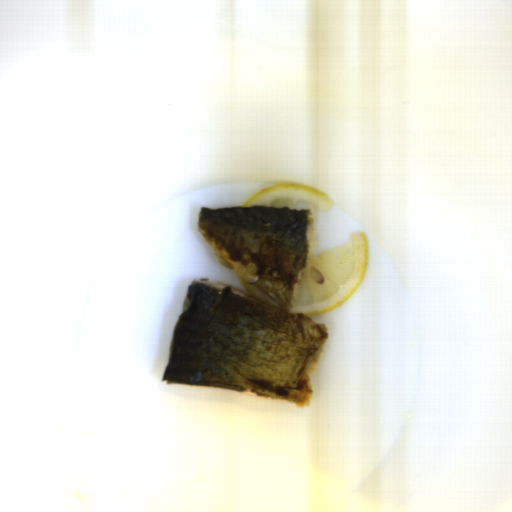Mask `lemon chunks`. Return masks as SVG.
<instances>
[{
	"label": "lemon chunks",
	"instance_id": "obj_2",
	"mask_svg": "<svg viewBox=\"0 0 512 512\" xmlns=\"http://www.w3.org/2000/svg\"><path fill=\"white\" fill-rule=\"evenodd\" d=\"M332 198L321 189L301 184H278L260 189L245 201L241 208L310 209L313 215L312 234L309 247L318 244L317 215L330 210Z\"/></svg>",
	"mask_w": 512,
	"mask_h": 512
},
{
	"label": "lemon chunks",
	"instance_id": "obj_1",
	"mask_svg": "<svg viewBox=\"0 0 512 512\" xmlns=\"http://www.w3.org/2000/svg\"><path fill=\"white\" fill-rule=\"evenodd\" d=\"M368 265V240L365 232L349 237L348 242L329 251L307 254L306 268L293 298L292 311L308 318L343 304L361 284Z\"/></svg>",
	"mask_w": 512,
	"mask_h": 512
}]
</instances>
